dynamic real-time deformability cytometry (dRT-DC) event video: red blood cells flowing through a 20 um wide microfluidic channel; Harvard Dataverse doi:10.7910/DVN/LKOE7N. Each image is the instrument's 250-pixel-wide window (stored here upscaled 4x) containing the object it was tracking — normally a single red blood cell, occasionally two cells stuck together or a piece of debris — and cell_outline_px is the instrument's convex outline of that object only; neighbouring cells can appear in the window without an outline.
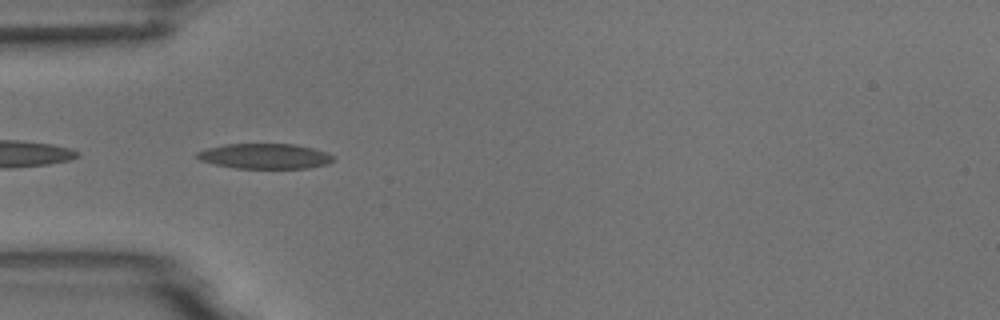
{"species": "common noctule bat (a hibernating species)", "species_latin": "Nyctalus noctula", "temperature_condition": "room temperature", "stored_images_in_passage": 5, "camera_frame_rate_fps": 3000, "um_per_image_px": 0.085, "animal": {"sex": "male", "body_mass_g": 18.8}, "frame": {"image": 1, "passage_image": 2, "time_ms": 0.333, "image_size_px": [1000, 320], "cell_outline_px": [[336, 160], [328, 164], [308, 168], [236, 168], [212, 164], [200, 160], [196, 156], [196, 152], [208, 148], [224, 144], [296, 144], [312, 148], [324, 152], [332, 156]], "centroid_in_image_um": [22.5, 13.28], "position_along_channel_um": 62.5, "area_um2": 20.0}}